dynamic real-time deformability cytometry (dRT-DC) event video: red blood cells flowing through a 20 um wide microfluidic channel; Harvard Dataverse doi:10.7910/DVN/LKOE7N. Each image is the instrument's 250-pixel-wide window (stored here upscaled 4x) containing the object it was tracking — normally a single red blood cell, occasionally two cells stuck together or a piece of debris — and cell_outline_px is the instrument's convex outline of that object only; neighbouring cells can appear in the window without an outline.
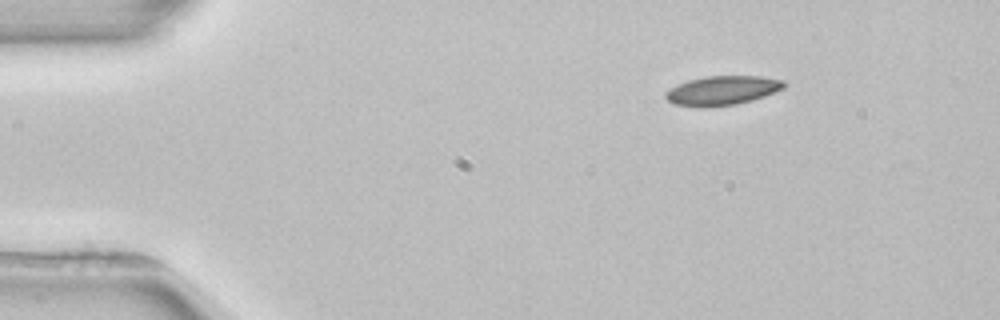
{"species": "common noctule bat (a hibernating species)", "species_latin": "Nyctalus noctula", "temperature_condition": "room temperature", "stored_images_in_passage": 2, "camera_frame_rate_fps": 3000, "um_per_image_px": 0.085, "animal": {"sex": "female", "body_mass_g": 22.7, "forearm_length_mm": 54.2}, "frame": {"image": 1, "passage_image": 1, "time_ms": 0.0, "image_size_px": [1000, 320], "cell_outline_px": [[788, 84], [784, 88], [764, 96], [752, 100], [736, 104], [672, 104], [664, 96], [664, 92], [688, 80], [704, 76], [760, 76], [784, 80]], "centroid_in_image_um": [61.47, 7.63], "position_along_channel_um": 23.5, "area_um2": 19.36}}